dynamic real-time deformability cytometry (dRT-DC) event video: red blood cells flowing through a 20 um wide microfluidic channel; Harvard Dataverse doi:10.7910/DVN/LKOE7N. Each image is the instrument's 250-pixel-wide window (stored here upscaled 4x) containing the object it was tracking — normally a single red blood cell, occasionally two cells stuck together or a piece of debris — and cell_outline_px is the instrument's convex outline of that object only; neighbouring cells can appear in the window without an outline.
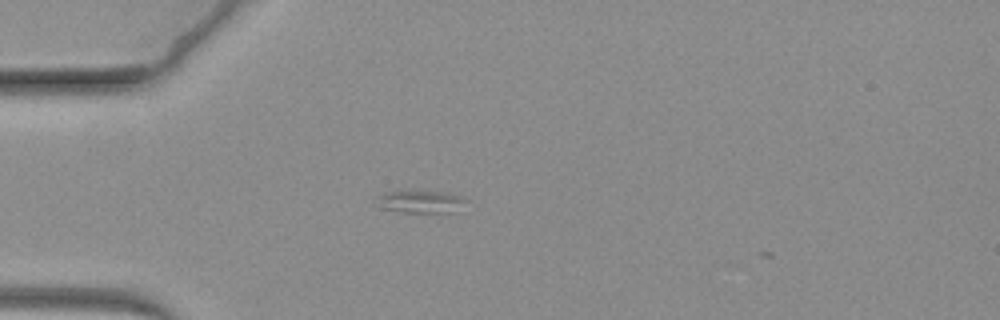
{"species": "common noctule bat (a hibernating species)", "species_latin": "Nyctalus noctula", "temperature_condition": "warm", "stored_images_in_passage": 34, "camera_frame_rate_fps": 3000, "um_per_image_px": 0.085, "animal": {"sex": "female", "body_mass_g": 19.3, "forearm_length_mm": 54.1}, "frame": {"image": 1, "passage_image": 1, "time_ms": 0.0, "image_size_px": [1000, 320], "cell_outline_px": [[468, 200], [452, 212], [400, 212], [384, 208], [376, 196], [384, 192], [448, 192], [460, 196]], "centroid_in_image_um": [35.78, 17.14], "position_along_channel_um": 49.2, "area_um2": 11.16}}
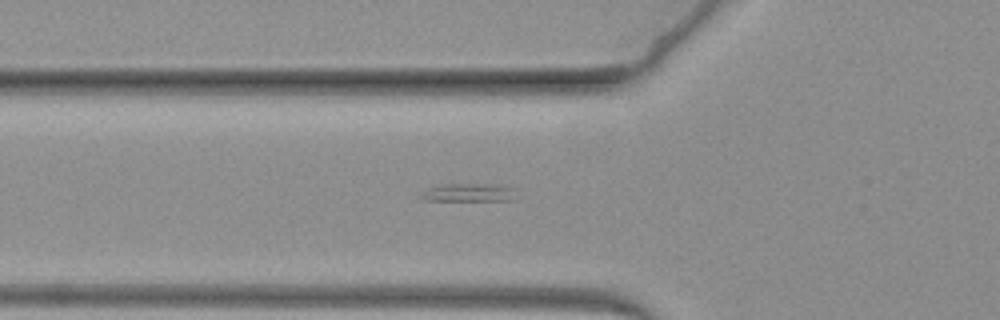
{"frame": {"image": 2, "passage_image": 6, "time_ms": 1.667, "image_size_px": [1000, 320], "cell_outline_px": [[516, 200], [424, 200], [420, 196], [420, 192], [428, 188], [440, 184], [500, 184], [512, 188]], "centroid_in_image_um": [39.81, 16.36], "position_along_channel_um": 86.0, "area_um2": 10.06}}
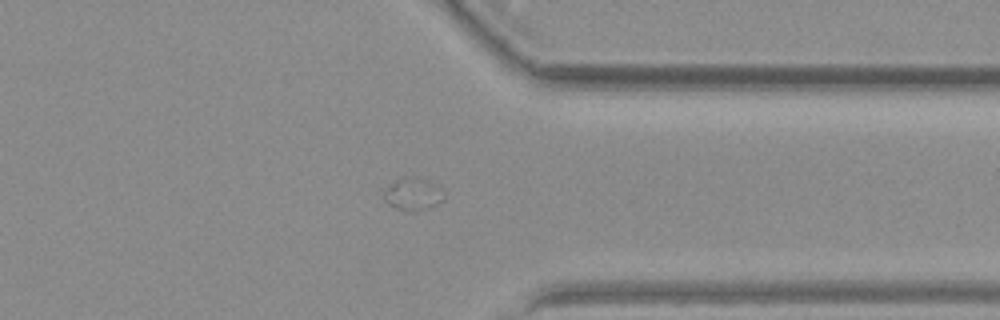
{"frame": {"image": 3, "passage_image": 34, "time_ms": 11.0, "image_size_px": [1000, 320], "cell_outline_px": [[444, 200], [428, 208], [408, 212], [396, 208], [388, 204], [384, 200], [384, 192], [396, 180], [404, 176], [416, 176], [432, 180], [444, 188]], "centroid_in_image_um": [35.18, 16.47], "position_along_channel_um": 376.2, "area_um2": 11.68}}